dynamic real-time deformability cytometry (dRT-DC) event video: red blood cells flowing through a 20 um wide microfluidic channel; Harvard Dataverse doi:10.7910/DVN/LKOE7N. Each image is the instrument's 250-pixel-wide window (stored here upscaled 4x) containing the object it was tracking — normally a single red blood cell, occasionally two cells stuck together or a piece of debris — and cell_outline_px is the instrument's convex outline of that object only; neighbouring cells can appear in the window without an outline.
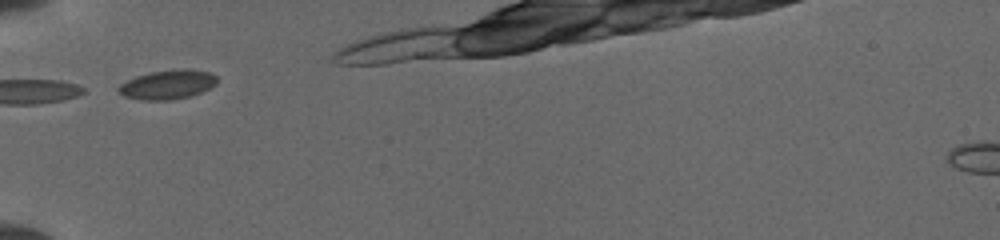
{"species": "common noctule bat (a hibernating species)", "species_latin": "Nyctalus noctula", "temperature_condition": "cold", "stored_images_in_passage": 4, "camera_frame_rate_fps": 3000, "um_per_image_px": 0.085, "animal": {"sex": "female", "body_mass_g": 19.5, "forearm_length_mm": 54.1}, "frame": {"image": 1, "passage_image": 1, "time_ms": 0.0, "image_size_px": [1000, 240], "cell_outline_px": [[216, 84], [192, 96], [172, 100], [140, 100], [124, 96], [116, 88], [120, 84], [136, 76], [152, 72], [208, 72], [216, 76]], "centroid_in_image_um": [14.17, 7.26], "position_along_channel_um": 70.8, "area_um2": 15.84}}